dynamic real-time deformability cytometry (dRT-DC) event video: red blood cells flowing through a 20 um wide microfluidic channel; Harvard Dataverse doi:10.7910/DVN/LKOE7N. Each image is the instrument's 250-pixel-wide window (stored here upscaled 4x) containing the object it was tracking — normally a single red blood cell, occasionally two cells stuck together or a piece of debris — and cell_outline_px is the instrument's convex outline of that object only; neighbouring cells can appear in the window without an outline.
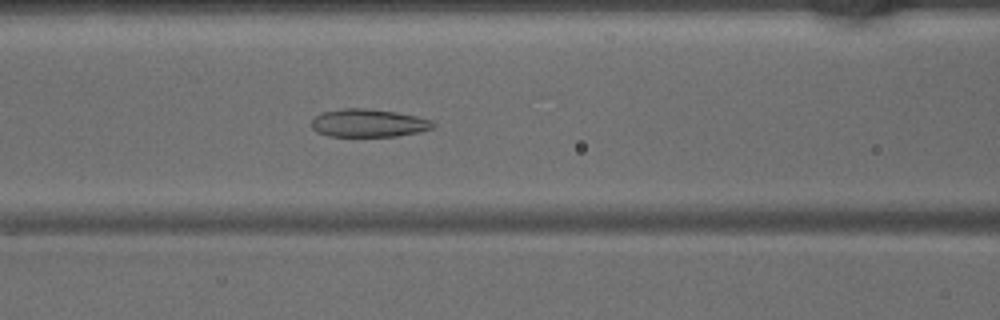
{"species": "common noctule bat (a hibernating species)", "species_latin": "Nyctalus noctula", "temperature_condition": "warm", "stored_images_in_passage": 45, "camera_frame_rate_fps": 3000, "um_per_image_px": 0.085, "animal": {"sex": "male", "body_mass_g": 15.6}, "frame": {"image": 1, "passage_image": 18, "time_ms": 5.667, "image_size_px": [1000, 320], "cell_outline_px": [[436, 124], [432, 128], [420, 132], [396, 136], [328, 136], [316, 132], [312, 128], [312, 120], [320, 112], [344, 108], [368, 108], [396, 112], [416, 116], [432, 120]], "centroid_in_image_um": [31.31, 10.45], "position_along_channel_um": 135.3, "area_um2": 19.94}}
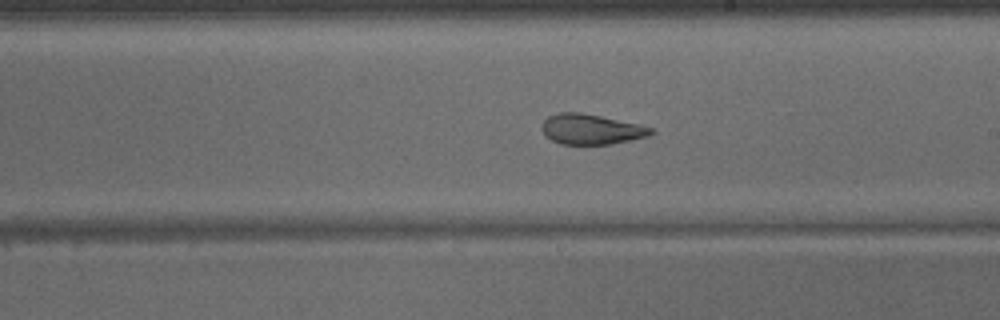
{"frame": {"image": 2, "passage_image": 25, "time_ms": 8.0, "image_size_px": [1000, 320], "cell_outline_px": [[656, 132], [648, 136], [612, 144], [560, 144], [544, 136], [540, 128], [544, 120], [548, 116], [560, 112], [580, 112], [640, 124], [652, 128]], "centroid_in_image_um": [50.23, 10.99], "position_along_channel_um": 238.8, "area_um2": 19.36}}
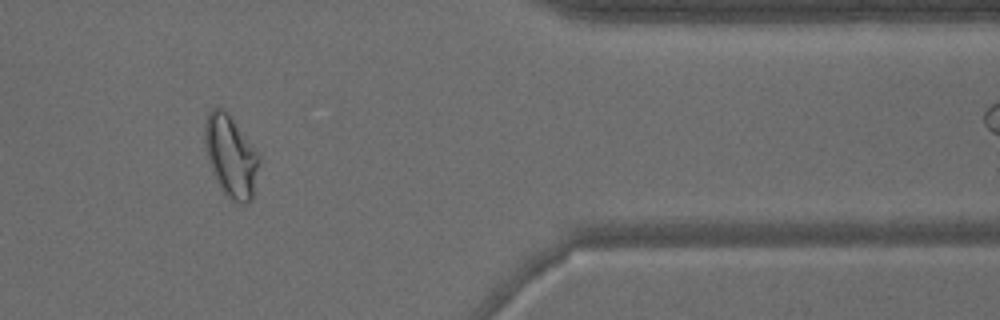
{"frame": {"image": 3, "passage_image": 37, "time_ms": 12.0, "image_size_px": [1000, 320], "cell_outline_px": [[260, 160], [252, 200], [248, 204], [240, 204], [232, 200], [220, 188], [212, 168], [204, 144], [204, 124], [208, 112], [212, 108], [224, 108], [228, 112], [260, 156]], "centroid_in_image_um": [19.63, 13.27], "position_along_channel_um": 391.8, "area_um2": 25.72}}